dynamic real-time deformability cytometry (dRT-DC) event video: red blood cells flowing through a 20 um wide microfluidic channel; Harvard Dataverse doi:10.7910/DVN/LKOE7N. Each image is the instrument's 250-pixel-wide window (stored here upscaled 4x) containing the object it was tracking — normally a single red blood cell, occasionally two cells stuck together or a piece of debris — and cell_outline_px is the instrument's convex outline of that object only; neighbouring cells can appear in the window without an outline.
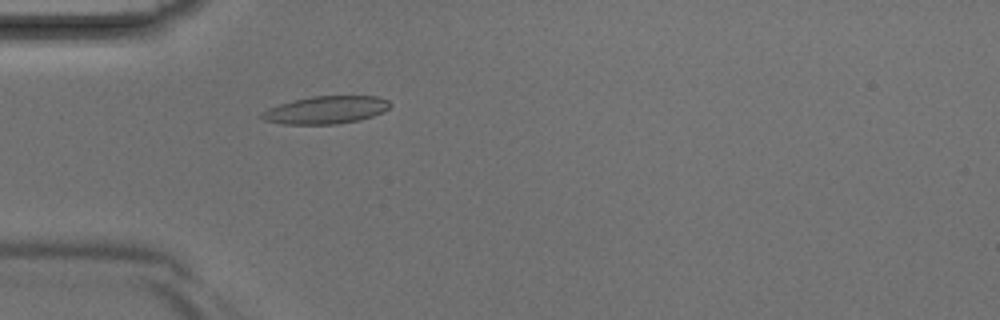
{"species": "Egyptian fruit bat (a non-hibernating species)", "species_latin": "Rousettus aegyptiacus", "temperature_condition": "room temperature", "stored_images_in_passage": 3, "camera_frame_rate_fps": 3000, "um_per_image_px": 0.085, "animal": {"sex": "male"}, "frame": {"image": 1, "passage_image": 3, "time_ms": 0.667, "image_size_px": [1000, 320], "cell_outline_px": [[392, 104], [388, 108], [372, 116], [360, 120], [336, 124], [284, 124], [264, 120], [260, 116], [268, 108], [280, 104], [312, 96], [376, 96], [388, 100]], "centroid_in_image_um": [27.72, 9.34], "position_along_channel_um": 57.3, "area_um2": 20.4}}